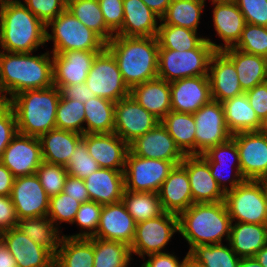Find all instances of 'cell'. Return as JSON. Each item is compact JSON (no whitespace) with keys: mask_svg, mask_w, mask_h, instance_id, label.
Returning <instances> with one entry per match:
<instances>
[{"mask_svg":"<svg viewBox=\"0 0 267 267\" xmlns=\"http://www.w3.org/2000/svg\"><path fill=\"white\" fill-rule=\"evenodd\" d=\"M124 19L115 35L126 37H156L160 17L142 0H123ZM159 20H158V19Z\"/></svg>","mask_w":267,"mask_h":267,"instance_id":"4316f807","label":"cell"},{"mask_svg":"<svg viewBox=\"0 0 267 267\" xmlns=\"http://www.w3.org/2000/svg\"><path fill=\"white\" fill-rule=\"evenodd\" d=\"M130 96L160 121L171 111L170 82L160 78L132 87Z\"/></svg>","mask_w":267,"mask_h":267,"instance_id":"f1b7e54d","label":"cell"},{"mask_svg":"<svg viewBox=\"0 0 267 267\" xmlns=\"http://www.w3.org/2000/svg\"><path fill=\"white\" fill-rule=\"evenodd\" d=\"M0 102H1V85H0Z\"/></svg>","mask_w":267,"mask_h":267,"instance_id":"34e18365","label":"cell"},{"mask_svg":"<svg viewBox=\"0 0 267 267\" xmlns=\"http://www.w3.org/2000/svg\"><path fill=\"white\" fill-rule=\"evenodd\" d=\"M18 133L16 117L7 102H0V159L5 148Z\"/></svg>","mask_w":267,"mask_h":267,"instance_id":"db71d44e","label":"cell"},{"mask_svg":"<svg viewBox=\"0 0 267 267\" xmlns=\"http://www.w3.org/2000/svg\"><path fill=\"white\" fill-rule=\"evenodd\" d=\"M180 164L187 171L193 203L224 201L225 194L211 175L208 162L201 155H185Z\"/></svg>","mask_w":267,"mask_h":267,"instance_id":"44dd1931","label":"cell"},{"mask_svg":"<svg viewBox=\"0 0 267 267\" xmlns=\"http://www.w3.org/2000/svg\"><path fill=\"white\" fill-rule=\"evenodd\" d=\"M129 150L136 156L171 161L175 165L185 157L161 122L131 142Z\"/></svg>","mask_w":267,"mask_h":267,"instance_id":"e0dca14e","label":"cell"},{"mask_svg":"<svg viewBox=\"0 0 267 267\" xmlns=\"http://www.w3.org/2000/svg\"><path fill=\"white\" fill-rule=\"evenodd\" d=\"M63 192L81 203L90 201V196L83 179L68 175Z\"/></svg>","mask_w":267,"mask_h":267,"instance_id":"94428289","label":"cell"},{"mask_svg":"<svg viewBox=\"0 0 267 267\" xmlns=\"http://www.w3.org/2000/svg\"><path fill=\"white\" fill-rule=\"evenodd\" d=\"M171 111L194 114L212 100L208 76L170 82Z\"/></svg>","mask_w":267,"mask_h":267,"instance_id":"ac0fdd59","label":"cell"},{"mask_svg":"<svg viewBox=\"0 0 267 267\" xmlns=\"http://www.w3.org/2000/svg\"><path fill=\"white\" fill-rule=\"evenodd\" d=\"M208 77L212 100L221 103L244 93L233 62L222 51L211 56Z\"/></svg>","mask_w":267,"mask_h":267,"instance_id":"cb8c5ba5","label":"cell"},{"mask_svg":"<svg viewBox=\"0 0 267 267\" xmlns=\"http://www.w3.org/2000/svg\"><path fill=\"white\" fill-rule=\"evenodd\" d=\"M239 152L241 174L245 180L267 181V137L259 131L232 135Z\"/></svg>","mask_w":267,"mask_h":267,"instance_id":"4fadbf2b","label":"cell"},{"mask_svg":"<svg viewBox=\"0 0 267 267\" xmlns=\"http://www.w3.org/2000/svg\"><path fill=\"white\" fill-rule=\"evenodd\" d=\"M59 91L60 96L63 99L78 100L82 103H85L89 99L95 97L94 92H92L85 83L63 85L59 88Z\"/></svg>","mask_w":267,"mask_h":267,"instance_id":"91938a15","label":"cell"},{"mask_svg":"<svg viewBox=\"0 0 267 267\" xmlns=\"http://www.w3.org/2000/svg\"><path fill=\"white\" fill-rule=\"evenodd\" d=\"M0 267H18L14 256L0 239Z\"/></svg>","mask_w":267,"mask_h":267,"instance_id":"03108f58","label":"cell"},{"mask_svg":"<svg viewBox=\"0 0 267 267\" xmlns=\"http://www.w3.org/2000/svg\"><path fill=\"white\" fill-rule=\"evenodd\" d=\"M23 4L47 25L66 9L67 0H24Z\"/></svg>","mask_w":267,"mask_h":267,"instance_id":"816d5d0a","label":"cell"},{"mask_svg":"<svg viewBox=\"0 0 267 267\" xmlns=\"http://www.w3.org/2000/svg\"><path fill=\"white\" fill-rule=\"evenodd\" d=\"M49 27L52 31H46V42H54L52 54L73 50L103 51L106 48V42L67 9L51 20L46 30Z\"/></svg>","mask_w":267,"mask_h":267,"instance_id":"8992f818","label":"cell"},{"mask_svg":"<svg viewBox=\"0 0 267 267\" xmlns=\"http://www.w3.org/2000/svg\"><path fill=\"white\" fill-rule=\"evenodd\" d=\"M94 237L72 238L62 234L54 267H93Z\"/></svg>","mask_w":267,"mask_h":267,"instance_id":"836d02e7","label":"cell"},{"mask_svg":"<svg viewBox=\"0 0 267 267\" xmlns=\"http://www.w3.org/2000/svg\"><path fill=\"white\" fill-rule=\"evenodd\" d=\"M90 201L101 205L122 201L125 191L124 171L99 168L84 179Z\"/></svg>","mask_w":267,"mask_h":267,"instance_id":"83f0119b","label":"cell"},{"mask_svg":"<svg viewBox=\"0 0 267 267\" xmlns=\"http://www.w3.org/2000/svg\"><path fill=\"white\" fill-rule=\"evenodd\" d=\"M136 229L135 220L120 201L103 205L96 238L117 241L129 246L132 244Z\"/></svg>","mask_w":267,"mask_h":267,"instance_id":"603a6c76","label":"cell"},{"mask_svg":"<svg viewBox=\"0 0 267 267\" xmlns=\"http://www.w3.org/2000/svg\"><path fill=\"white\" fill-rule=\"evenodd\" d=\"M265 200H266V225H267V181H265Z\"/></svg>","mask_w":267,"mask_h":267,"instance_id":"8c879c8a","label":"cell"},{"mask_svg":"<svg viewBox=\"0 0 267 267\" xmlns=\"http://www.w3.org/2000/svg\"><path fill=\"white\" fill-rule=\"evenodd\" d=\"M159 122L158 118L131 96L115 102L114 133L128 144L153 129Z\"/></svg>","mask_w":267,"mask_h":267,"instance_id":"5bb4252c","label":"cell"},{"mask_svg":"<svg viewBox=\"0 0 267 267\" xmlns=\"http://www.w3.org/2000/svg\"><path fill=\"white\" fill-rule=\"evenodd\" d=\"M102 51H65L52 54L53 85L60 88L63 85L85 83L94 58Z\"/></svg>","mask_w":267,"mask_h":267,"instance_id":"7402d4cb","label":"cell"},{"mask_svg":"<svg viewBox=\"0 0 267 267\" xmlns=\"http://www.w3.org/2000/svg\"><path fill=\"white\" fill-rule=\"evenodd\" d=\"M238 267H263L256 257H242L239 260Z\"/></svg>","mask_w":267,"mask_h":267,"instance_id":"003e7915","label":"cell"},{"mask_svg":"<svg viewBox=\"0 0 267 267\" xmlns=\"http://www.w3.org/2000/svg\"><path fill=\"white\" fill-rule=\"evenodd\" d=\"M46 25L21 0L0 2L1 51L33 53L45 45Z\"/></svg>","mask_w":267,"mask_h":267,"instance_id":"3957f363","label":"cell"},{"mask_svg":"<svg viewBox=\"0 0 267 267\" xmlns=\"http://www.w3.org/2000/svg\"><path fill=\"white\" fill-rule=\"evenodd\" d=\"M182 267H201L200 265H197L192 259L189 257L184 261Z\"/></svg>","mask_w":267,"mask_h":267,"instance_id":"2644e50d","label":"cell"},{"mask_svg":"<svg viewBox=\"0 0 267 267\" xmlns=\"http://www.w3.org/2000/svg\"><path fill=\"white\" fill-rule=\"evenodd\" d=\"M174 166L171 161L143 158L129 150L124 168L125 190L158 193Z\"/></svg>","mask_w":267,"mask_h":267,"instance_id":"8fae6325","label":"cell"},{"mask_svg":"<svg viewBox=\"0 0 267 267\" xmlns=\"http://www.w3.org/2000/svg\"><path fill=\"white\" fill-rule=\"evenodd\" d=\"M66 9L106 43L115 35L105 24L98 0H67Z\"/></svg>","mask_w":267,"mask_h":267,"instance_id":"f35d334b","label":"cell"},{"mask_svg":"<svg viewBox=\"0 0 267 267\" xmlns=\"http://www.w3.org/2000/svg\"><path fill=\"white\" fill-rule=\"evenodd\" d=\"M214 5L213 22L216 35L223 40L224 44L217 45L209 38H205L215 51H223L234 47L241 37L246 24L244 16L235 2H212ZM223 44V45H222Z\"/></svg>","mask_w":267,"mask_h":267,"instance_id":"d4e9b609","label":"cell"},{"mask_svg":"<svg viewBox=\"0 0 267 267\" xmlns=\"http://www.w3.org/2000/svg\"><path fill=\"white\" fill-rule=\"evenodd\" d=\"M122 202L136 224L158 217L164 212L159 195L154 192L125 190Z\"/></svg>","mask_w":267,"mask_h":267,"instance_id":"ab89813d","label":"cell"},{"mask_svg":"<svg viewBox=\"0 0 267 267\" xmlns=\"http://www.w3.org/2000/svg\"><path fill=\"white\" fill-rule=\"evenodd\" d=\"M36 175L47 195L52 197L63 192L68 171L62 165L43 161L36 170Z\"/></svg>","mask_w":267,"mask_h":267,"instance_id":"c3c4849f","label":"cell"},{"mask_svg":"<svg viewBox=\"0 0 267 267\" xmlns=\"http://www.w3.org/2000/svg\"><path fill=\"white\" fill-rule=\"evenodd\" d=\"M179 233L189 244V251L199 245L221 244L228 241L231 218L224 201L193 203L178 215Z\"/></svg>","mask_w":267,"mask_h":267,"instance_id":"277c9868","label":"cell"},{"mask_svg":"<svg viewBox=\"0 0 267 267\" xmlns=\"http://www.w3.org/2000/svg\"><path fill=\"white\" fill-rule=\"evenodd\" d=\"M10 197L18 220L47 215L50 197L36 174L15 178Z\"/></svg>","mask_w":267,"mask_h":267,"instance_id":"2e32d148","label":"cell"},{"mask_svg":"<svg viewBox=\"0 0 267 267\" xmlns=\"http://www.w3.org/2000/svg\"><path fill=\"white\" fill-rule=\"evenodd\" d=\"M106 49L114 56L129 89L158 78L159 44L157 37L114 35L106 43Z\"/></svg>","mask_w":267,"mask_h":267,"instance_id":"7a4b0ae2","label":"cell"},{"mask_svg":"<svg viewBox=\"0 0 267 267\" xmlns=\"http://www.w3.org/2000/svg\"><path fill=\"white\" fill-rule=\"evenodd\" d=\"M0 85L1 102L26 90L52 87L53 59L49 51L36 56L0 50Z\"/></svg>","mask_w":267,"mask_h":267,"instance_id":"6da1fadb","label":"cell"},{"mask_svg":"<svg viewBox=\"0 0 267 267\" xmlns=\"http://www.w3.org/2000/svg\"><path fill=\"white\" fill-rule=\"evenodd\" d=\"M224 203L232 222L266 224L265 181L245 180L225 194Z\"/></svg>","mask_w":267,"mask_h":267,"instance_id":"ba28073f","label":"cell"},{"mask_svg":"<svg viewBox=\"0 0 267 267\" xmlns=\"http://www.w3.org/2000/svg\"><path fill=\"white\" fill-rule=\"evenodd\" d=\"M0 239L14 256L18 267H54L55 256L18 227L2 232Z\"/></svg>","mask_w":267,"mask_h":267,"instance_id":"ffe728a7","label":"cell"},{"mask_svg":"<svg viewBox=\"0 0 267 267\" xmlns=\"http://www.w3.org/2000/svg\"><path fill=\"white\" fill-rule=\"evenodd\" d=\"M106 26L115 34L123 24V0H98Z\"/></svg>","mask_w":267,"mask_h":267,"instance_id":"11a10c76","label":"cell"},{"mask_svg":"<svg viewBox=\"0 0 267 267\" xmlns=\"http://www.w3.org/2000/svg\"><path fill=\"white\" fill-rule=\"evenodd\" d=\"M85 84L95 96L113 102L130 96L116 60L106 48L94 58Z\"/></svg>","mask_w":267,"mask_h":267,"instance_id":"9c48e42d","label":"cell"},{"mask_svg":"<svg viewBox=\"0 0 267 267\" xmlns=\"http://www.w3.org/2000/svg\"><path fill=\"white\" fill-rule=\"evenodd\" d=\"M259 132L267 137V117L261 120V127L259 129Z\"/></svg>","mask_w":267,"mask_h":267,"instance_id":"89a4df30","label":"cell"},{"mask_svg":"<svg viewBox=\"0 0 267 267\" xmlns=\"http://www.w3.org/2000/svg\"><path fill=\"white\" fill-rule=\"evenodd\" d=\"M227 245L221 243L195 246L188 251L189 258L201 267H238L240 257L232 250L229 243Z\"/></svg>","mask_w":267,"mask_h":267,"instance_id":"60d3db41","label":"cell"},{"mask_svg":"<svg viewBox=\"0 0 267 267\" xmlns=\"http://www.w3.org/2000/svg\"><path fill=\"white\" fill-rule=\"evenodd\" d=\"M80 205L81 202L75 200L64 192H61L50 197L47 216L57 228L62 222L73 225V221Z\"/></svg>","mask_w":267,"mask_h":267,"instance_id":"bcb514c9","label":"cell"},{"mask_svg":"<svg viewBox=\"0 0 267 267\" xmlns=\"http://www.w3.org/2000/svg\"><path fill=\"white\" fill-rule=\"evenodd\" d=\"M82 140L100 168L124 171L129 144L116 133L83 134Z\"/></svg>","mask_w":267,"mask_h":267,"instance_id":"d6986e66","label":"cell"},{"mask_svg":"<svg viewBox=\"0 0 267 267\" xmlns=\"http://www.w3.org/2000/svg\"><path fill=\"white\" fill-rule=\"evenodd\" d=\"M65 168L68 171V175L84 180L100 167L89 155L86 143L81 140L77 144Z\"/></svg>","mask_w":267,"mask_h":267,"instance_id":"681fc988","label":"cell"},{"mask_svg":"<svg viewBox=\"0 0 267 267\" xmlns=\"http://www.w3.org/2000/svg\"><path fill=\"white\" fill-rule=\"evenodd\" d=\"M228 243L238 257H255L267 244V225L232 222Z\"/></svg>","mask_w":267,"mask_h":267,"instance_id":"1f68e13d","label":"cell"},{"mask_svg":"<svg viewBox=\"0 0 267 267\" xmlns=\"http://www.w3.org/2000/svg\"><path fill=\"white\" fill-rule=\"evenodd\" d=\"M60 91L56 86L46 89L26 90L9 98L18 133L40 137L56 128V112Z\"/></svg>","mask_w":267,"mask_h":267,"instance_id":"5b68a950","label":"cell"},{"mask_svg":"<svg viewBox=\"0 0 267 267\" xmlns=\"http://www.w3.org/2000/svg\"><path fill=\"white\" fill-rule=\"evenodd\" d=\"M246 23L267 27V0H235Z\"/></svg>","mask_w":267,"mask_h":267,"instance_id":"f5cc1de1","label":"cell"},{"mask_svg":"<svg viewBox=\"0 0 267 267\" xmlns=\"http://www.w3.org/2000/svg\"><path fill=\"white\" fill-rule=\"evenodd\" d=\"M0 162L15 178L36 174L43 162L39 137L17 133L5 148Z\"/></svg>","mask_w":267,"mask_h":267,"instance_id":"9a60e30c","label":"cell"},{"mask_svg":"<svg viewBox=\"0 0 267 267\" xmlns=\"http://www.w3.org/2000/svg\"><path fill=\"white\" fill-rule=\"evenodd\" d=\"M160 18L166 13L172 0H142Z\"/></svg>","mask_w":267,"mask_h":267,"instance_id":"e7e4bbea","label":"cell"},{"mask_svg":"<svg viewBox=\"0 0 267 267\" xmlns=\"http://www.w3.org/2000/svg\"><path fill=\"white\" fill-rule=\"evenodd\" d=\"M175 232H179L178 215L163 212L160 216L136 224L130 245L131 254L145 259V255L165 253L162 251Z\"/></svg>","mask_w":267,"mask_h":267,"instance_id":"30bf717a","label":"cell"},{"mask_svg":"<svg viewBox=\"0 0 267 267\" xmlns=\"http://www.w3.org/2000/svg\"><path fill=\"white\" fill-rule=\"evenodd\" d=\"M158 195L164 212L179 215L193 204L187 171L181 164L170 171Z\"/></svg>","mask_w":267,"mask_h":267,"instance_id":"484cf974","label":"cell"},{"mask_svg":"<svg viewBox=\"0 0 267 267\" xmlns=\"http://www.w3.org/2000/svg\"><path fill=\"white\" fill-rule=\"evenodd\" d=\"M255 257L263 267H267V244L256 253Z\"/></svg>","mask_w":267,"mask_h":267,"instance_id":"a7ac6f4b","label":"cell"},{"mask_svg":"<svg viewBox=\"0 0 267 267\" xmlns=\"http://www.w3.org/2000/svg\"><path fill=\"white\" fill-rule=\"evenodd\" d=\"M208 165L210 168L211 175L216 180L219 188L222 190V192L224 194L233 190L235 187L239 186L240 184H242L245 181V179L243 178V176L241 174V171H235L234 170L235 173H233V175L228 174L229 177H227V175L226 176L224 175L225 169L231 167V169L233 170L232 167L234 165H229V166L228 165H219L217 163H208ZM227 182L229 183V186L227 185Z\"/></svg>","mask_w":267,"mask_h":267,"instance_id":"9f6ffc18","label":"cell"},{"mask_svg":"<svg viewBox=\"0 0 267 267\" xmlns=\"http://www.w3.org/2000/svg\"><path fill=\"white\" fill-rule=\"evenodd\" d=\"M84 109V134L114 132L115 102L95 96L84 103Z\"/></svg>","mask_w":267,"mask_h":267,"instance_id":"8d00e7d4","label":"cell"},{"mask_svg":"<svg viewBox=\"0 0 267 267\" xmlns=\"http://www.w3.org/2000/svg\"><path fill=\"white\" fill-rule=\"evenodd\" d=\"M156 37L159 49L176 51L195 49L205 39L198 37L197 31L174 25H159Z\"/></svg>","mask_w":267,"mask_h":267,"instance_id":"7bdbcfd3","label":"cell"},{"mask_svg":"<svg viewBox=\"0 0 267 267\" xmlns=\"http://www.w3.org/2000/svg\"><path fill=\"white\" fill-rule=\"evenodd\" d=\"M245 94L258 118L263 120L267 117V82L255 86Z\"/></svg>","mask_w":267,"mask_h":267,"instance_id":"6f0895ef","label":"cell"},{"mask_svg":"<svg viewBox=\"0 0 267 267\" xmlns=\"http://www.w3.org/2000/svg\"><path fill=\"white\" fill-rule=\"evenodd\" d=\"M131 256L128 244L94 237L93 267H128Z\"/></svg>","mask_w":267,"mask_h":267,"instance_id":"b9f144b4","label":"cell"},{"mask_svg":"<svg viewBox=\"0 0 267 267\" xmlns=\"http://www.w3.org/2000/svg\"><path fill=\"white\" fill-rule=\"evenodd\" d=\"M205 0H172L159 25H174L197 31Z\"/></svg>","mask_w":267,"mask_h":267,"instance_id":"74e56055","label":"cell"},{"mask_svg":"<svg viewBox=\"0 0 267 267\" xmlns=\"http://www.w3.org/2000/svg\"><path fill=\"white\" fill-rule=\"evenodd\" d=\"M85 109L84 103L78 100H60L56 112V128L84 134Z\"/></svg>","mask_w":267,"mask_h":267,"instance_id":"ee69618b","label":"cell"},{"mask_svg":"<svg viewBox=\"0 0 267 267\" xmlns=\"http://www.w3.org/2000/svg\"><path fill=\"white\" fill-rule=\"evenodd\" d=\"M15 177L11 171L0 162V196H10Z\"/></svg>","mask_w":267,"mask_h":267,"instance_id":"be15d7a7","label":"cell"},{"mask_svg":"<svg viewBox=\"0 0 267 267\" xmlns=\"http://www.w3.org/2000/svg\"><path fill=\"white\" fill-rule=\"evenodd\" d=\"M147 257L148 260L141 267H182L184 261L189 257V253L187 252L182 262L178 260L176 255L170 254L169 252L151 254Z\"/></svg>","mask_w":267,"mask_h":267,"instance_id":"6125c7cd","label":"cell"},{"mask_svg":"<svg viewBox=\"0 0 267 267\" xmlns=\"http://www.w3.org/2000/svg\"><path fill=\"white\" fill-rule=\"evenodd\" d=\"M184 155H195V121L193 114L170 111L160 121Z\"/></svg>","mask_w":267,"mask_h":267,"instance_id":"e575fe53","label":"cell"},{"mask_svg":"<svg viewBox=\"0 0 267 267\" xmlns=\"http://www.w3.org/2000/svg\"><path fill=\"white\" fill-rule=\"evenodd\" d=\"M102 207L103 205L96 203L94 201L81 203L77 211L76 217L73 221V224L76 223L80 227L81 232L74 235H69L68 237L72 238L94 237L99 226L100 213Z\"/></svg>","mask_w":267,"mask_h":267,"instance_id":"7dc6e473","label":"cell"},{"mask_svg":"<svg viewBox=\"0 0 267 267\" xmlns=\"http://www.w3.org/2000/svg\"><path fill=\"white\" fill-rule=\"evenodd\" d=\"M233 48L267 58V27L246 23Z\"/></svg>","mask_w":267,"mask_h":267,"instance_id":"f6af8a7d","label":"cell"},{"mask_svg":"<svg viewBox=\"0 0 267 267\" xmlns=\"http://www.w3.org/2000/svg\"><path fill=\"white\" fill-rule=\"evenodd\" d=\"M195 121V155L204 154L209 148L223 144L232 138L228 130L223 106L211 100L194 114Z\"/></svg>","mask_w":267,"mask_h":267,"instance_id":"7c38bea8","label":"cell"},{"mask_svg":"<svg viewBox=\"0 0 267 267\" xmlns=\"http://www.w3.org/2000/svg\"><path fill=\"white\" fill-rule=\"evenodd\" d=\"M214 52L206 39L189 51L159 49L158 78L172 82L183 78L208 76L209 62Z\"/></svg>","mask_w":267,"mask_h":267,"instance_id":"52a82bcc","label":"cell"},{"mask_svg":"<svg viewBox=\"0 0 267 267\" xmlns=\"http://www.w3.org/2000/svg\"><path fill=\"white\" fill-rule=\"evenodd\" d=\"M225 122L232 135L241 132L259 131L261 120L250 106L245 93L221 102Z\"/></svg>","mask_w":267,"mask_h":267,"instance_id":"d6a6232c","label":"cell"},{"mask_svg":"<svg viewBox=\"0 0 267 267\" xmlns=\"http://www.w3.org/2000/svg\"><path fill=\"white\" fill-rule=\"evenodd\" d=\"M212 2H235V0H211Z\"/></svg>","mask_w":267,"mask_h":267,"instance_id":"753ad0ef","label":"cell"},{"mask_svg":"<svg viewBox=\"0 0 267 267\" xmlns=\"http://www.w3.org/2000/svg\"><path fill=\"white\" fill-rule=\"evenodd\" d=\"M234 64L243 92L267 82V58L236 48L222 51Z\"/></svg>","mask_w":267,"mask_h":267,"instance_id":"f546056e","label":"cell"},{"mask_svg":"<svg viewBox=\"0 0 267 267\" xmlns=\"http://www.w3.org/2000/svg\"><path fill=\"white\" fill-rule=\"evenodd\" d=\"M18 218L10 196H0V234L17 227Z\"/></svg>","mask_w":267,"mask_h":267,"instance_id":"680465c9","label":"cell"},{"mask_svg":"<svg viewBox=\"0 0 267 267\" xmlns=\"http://www.w3.org/2000/svg\"><path fill=\"white\" fill-rule=\"evenodd\" d=\"M83 135L54 128L39 137L43 161L66 166Z\"/></svg>","mask_w":267,"mask_h":267,"instance_id":"4dcf8cb0","label":"cell"},{"mask_svg":"<svg viewBox=\"0 0 267 267\" xmlns=\"http://www.w3.org/2000/svg\"><path fill=\"white\" fill-rule=\"evenodd\" d=\"M201 156L208 163H217L219 165H235L236 171H241L239 152L236 142L231 138L229 141L209 148ZM236 162V164H235Z\"/></svg>","mask_w":267,"mask_h":267,"instance_id":"f907efd6","label":"cell"},{"mask_svg":"<svg viewBox=\"0 0 267 267\" xmlns=\"http://www.w3.org/2000/svg\"><path fill=\"white\" fill-rule=\"evenodd\" d=\"M17 227L35 243L56 255L62 236L60 229L47 215L20 219Z\"/></svg>","mask_w":267,"mask_h":267,"instance_id":"d590c367","label":"cell"}]
</instances>
